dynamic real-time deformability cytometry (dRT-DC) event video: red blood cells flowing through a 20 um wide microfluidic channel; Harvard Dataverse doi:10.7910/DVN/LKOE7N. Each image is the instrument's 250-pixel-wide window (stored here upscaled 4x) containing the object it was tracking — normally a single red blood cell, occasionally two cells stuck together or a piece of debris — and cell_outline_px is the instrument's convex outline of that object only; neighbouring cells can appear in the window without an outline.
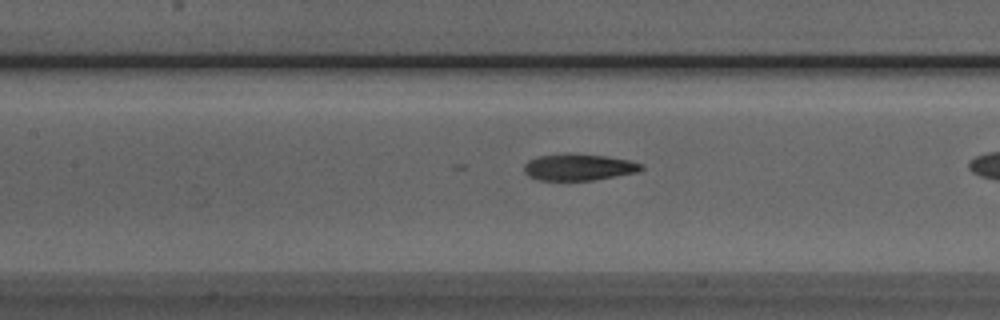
{"species": "Egyptian fruit bat (a non-hibernating species)", "species_latin": "Rousettus aegyptiacus", "temperature_condition": "room temperature", "stored_images_in_passage": 30, "camera_frame_rate_fps": 3000, "um_per_image_px": 0.085, "animal": {"sex": "male"}, "frame": {"image": 1, "passage_image": 13, "time_ms": 4.0, "image_size_px": [1000, 320], "cell_outline_px": [[644, 168], [636, 172], [592, 180], [536, 180], [528, 176], [524, 172], [524, 164], [528, 160], [536, 156], [568, 152], [608, 156], [628, 160], [644, 164]], "centroid_in_image_um": [49.14, 14.19], "position_along_channel_um": 158.3, "area_um2": 18.44}}
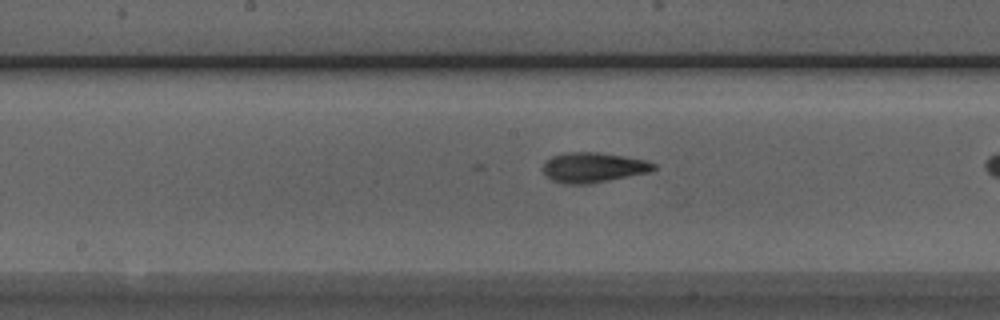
{"frame": {"image": 2, "passage_image": 16, "time_ms": 5.0, "image_size_px": [1000, 320], "cell_outline_px": [[656, 168], [648, 172], [592, 184], [568, 184], [552, 180], [544, 172], [544, 160], [552, 156], [568, 152], [600, 152], [624, 156], [644, 160], [656, 164]], "centroid_in_image_um": [50.42, 14.23], "position_along_channel_um": 197.8, "area_um2": 19.31}}